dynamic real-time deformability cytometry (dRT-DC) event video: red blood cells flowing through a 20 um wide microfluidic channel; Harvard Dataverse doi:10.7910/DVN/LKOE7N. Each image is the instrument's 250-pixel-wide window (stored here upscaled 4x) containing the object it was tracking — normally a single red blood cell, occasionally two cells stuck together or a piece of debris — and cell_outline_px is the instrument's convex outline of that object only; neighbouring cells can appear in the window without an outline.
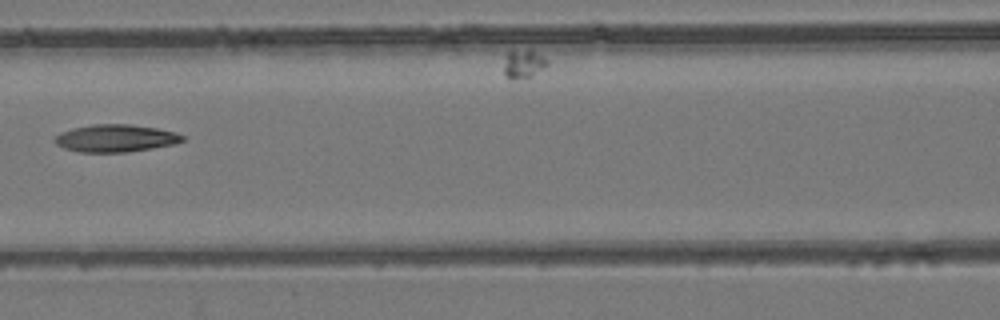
{"species": "common noctule bat (a hibernating species)", "species_latin": "Nyctalus noctula", "temperature_condition": "room temperature", "stored_images_in_passage": 9, "camera_frame_rate_fps": 3000, "um_per_image_px": 0.085, "animal": {"sex": "female", "body_mass_g": 24.6, "forearm_length_mm": 56.2}, "frame": {"image": 1, "passage_image": 7, "time_ms": 7.667, "image_size_px": [1000, 320], "cell_outline_px": [[184, 140], [172, 144], [152, 148], [128, 152], [80, 152], [64, 148], [56, 144], [52, 140], [60, 132], [72, 128], [92, 124], [128, 124], [156, 128], [176, 132], [184, 136]], "centroid_in_image_um": [9.79, 11.74], "position_along_channel_um": 156.8, "area_um2": 20.4}}
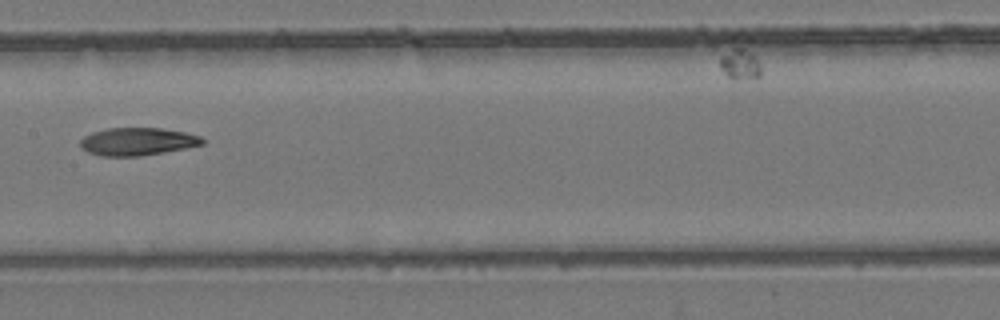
{"frame": {"image": 2, "passage_image": 8, "time_ms": 8.667, "image_size_px": [1000, 320], "cell_outline_px": [[204, 144], [164, 152], [140, 156], [100, 156], [88, 152], [80, 148], [80, 140], [84, 136], [92, 132], [108, 128], [160, 128], [184, 132], [200, 136], [204, 140]], "centroid_in_image_um": [11.64, 12.03], "position_along_channel_um": 195.8, "area_um2": 19.71}}